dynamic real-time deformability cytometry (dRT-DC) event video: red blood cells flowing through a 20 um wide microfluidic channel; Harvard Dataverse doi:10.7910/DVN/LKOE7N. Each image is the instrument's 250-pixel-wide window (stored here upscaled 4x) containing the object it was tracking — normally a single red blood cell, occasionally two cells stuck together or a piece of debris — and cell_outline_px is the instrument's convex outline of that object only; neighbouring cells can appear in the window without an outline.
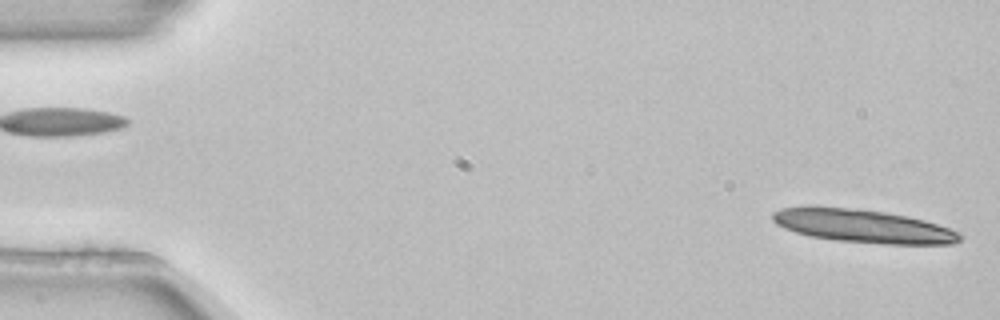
{"species": "common noctule bat (a hibernating species)", "species_latin": "Nyctalus noctula", "temperature_condition": "room temperature", "stored_images_in_passage": 3, "segment_of_instrument_passage": [2, 2], "camera_frame_rate_fps": 3000, "um_per_image_px": 0.085, "animal": {"sex": "female", "body_mass_g": 22.7, "forearm_length_mm": 54.2}, "frame": {"image": 1, "passage_image": 3, "time_ms": 0.667, "image_size_px": [1000, 320], "cell_outline_px": [[964, 236], [960, 240], [952, 244], [884, 244], [836, 240], [808, 236], [784, 228], [776, 224], [772, 220], [772, 212], [784, 208], [844, 208], [884, 212], [908, 216], [924, 220], [948, 228]], "centroid_in_image_um": [73.39, 19.24], "position_along_channel_um": 11.6, "area_um2": 35.49}}